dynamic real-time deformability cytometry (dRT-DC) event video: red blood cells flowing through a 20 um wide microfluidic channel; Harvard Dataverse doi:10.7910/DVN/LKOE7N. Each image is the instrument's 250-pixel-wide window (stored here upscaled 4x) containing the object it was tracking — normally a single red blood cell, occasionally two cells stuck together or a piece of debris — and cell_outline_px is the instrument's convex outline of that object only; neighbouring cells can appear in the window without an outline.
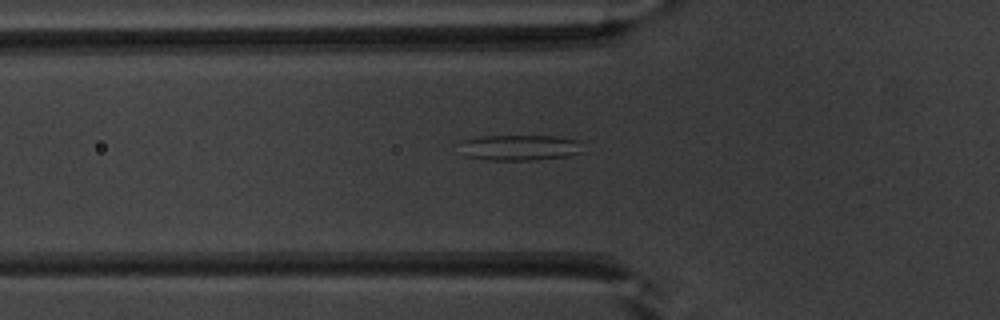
{"species": "common noctule bat (a hibernating species)", "species_latin": "Nyctalus noctula", "temperature_condition": "warm", "stored_images_in_passage": 35, "camera_frame_rate_fps": 3000, "um_per_image_px": 0.085, "animal": {"sex": "male", "body_mass_g": 20.1, "forearm_length_mm": 53.5}, "frame": {"image": 1, "passage_image": 2, "time_ms": 0.333, "image_size_px": [1000, 320], "cell_outline_px": [[584, 152], [568, 156], [532, 160], [488, 160], [464, 156], [460, 140], [480, 136], [556, 136], [576, 140]], "centroid_in_image_um": [44.14, 12.55], "position_along_channel_um": 81.7, "area_um2": 18.44}}
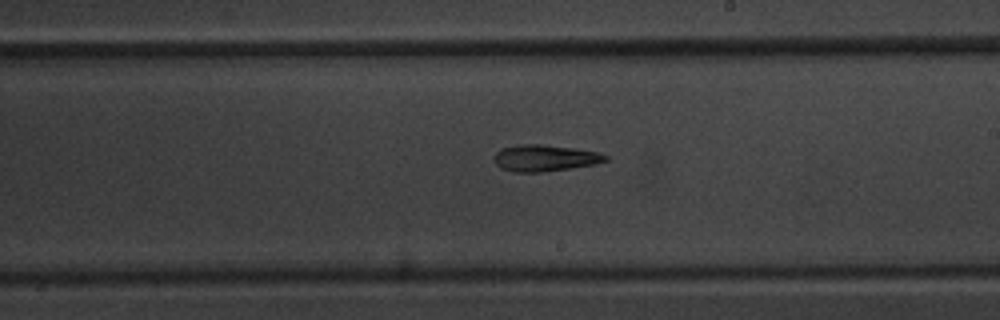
{"frame": {"image": 2, "passage_image": 14, "time_ms": 4.333, "image_size_px": [1000, 320], "cell_outline_px": [[608, 160], [596, 164], [540, 172], [512, 172], [500, 168], [492, 160], [496, 152], [500, 148], [520, 144], [540, 144], [572, 148], [596, 152], [608, 156]], "centroid_in_image_um": [46.24, 13.43], "position_along_channel_um": 242.8, "area_um2": 17.17}}
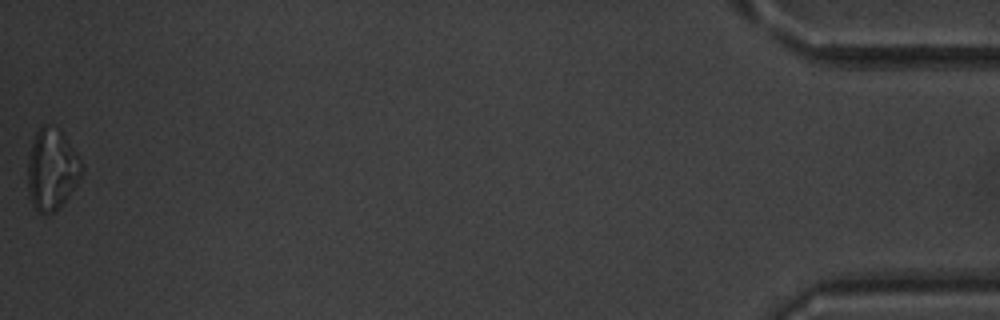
{"frame": {"image": 3, "passage_image": 35, "time_ms": 11.333, "image_size_px": [1000, 320], "cell_outline_px": [[84, 172], [76, 184], [64, 200], [52, 212], [44, 216], [32, 204], [28, 196], [28, 156], [36, 132], [44, 124], [60, 132], [64, 136], [84, 164]], "centroid_in_image_um": [4.4, 14.43], "position_along_channel_um": 430.8, "area_um2": 25.09}, "authors_computed_cell_mechanics": {"area_um2": 17.5134, "velocity_mm_per_s": 4.0064, "shape_relaxation_time_tau1_ms": null, "shape_relaxation_time_tau2_ms": 9.0519, "deformation_change_tau1": null, "deformation_change_tau2": 0.2148}}